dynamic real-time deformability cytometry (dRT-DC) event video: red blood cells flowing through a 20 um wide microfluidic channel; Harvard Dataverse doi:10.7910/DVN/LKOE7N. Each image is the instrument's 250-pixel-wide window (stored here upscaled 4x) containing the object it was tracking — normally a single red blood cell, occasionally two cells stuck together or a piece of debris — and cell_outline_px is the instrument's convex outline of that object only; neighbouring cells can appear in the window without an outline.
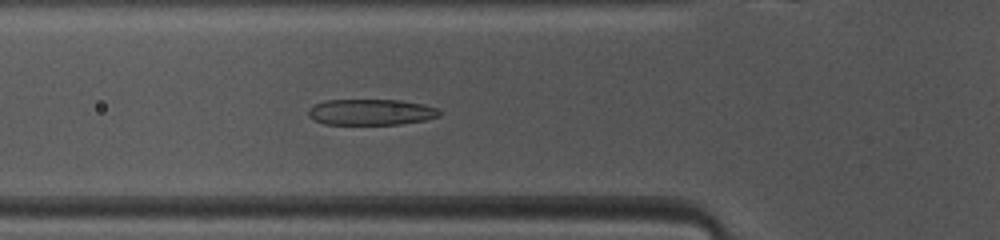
{"species": "common noctule bat (a hibernating species)", "species_latin": "Nyctalus noctula", "temperature_condition": "warm", "stored_images_in_passage": 40, "camera_frame_rate_fps": 3000, "um_per_image_px": 0.085, "animal": {"sex": "female", "body_mass_g": 10.0, "forearm_length_mm": 53.1}, "frame": {"image": 1, "passage_image": 8, "time_ms": 2.333, "image_size_px": [1000, 240], "cell_outline_px": [[440, 116], [424, 120], [400, 124], [324, 124], [312, 120], [308, 116], [308, 108], [312, 104], [324, 100], [400, 100], [424, 104], [436, 108], [440, 112]], "centroid_in_image_um": [31.47, 9.52], "position_along_channel_um": 94.3, "area_um2": 20.0}}
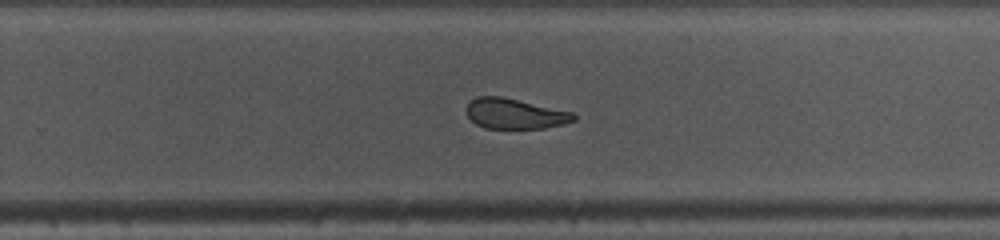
{"frame": {"image": 2, "passage_image": 22, "time_ms": 7.0, "image_size_px": [1000, 240], "cell_outline_px": [[576, 120], [564, 124], [544, 128], [484, 128], [476, 124], [468, 116], [468, 104], [476, 96], [500, 96], [572, 112], [576, 116]], "centroid_in_image_um": [43.78, 9.67], "position_along_channel_um": 286.0, "area_um2": 18.67}}
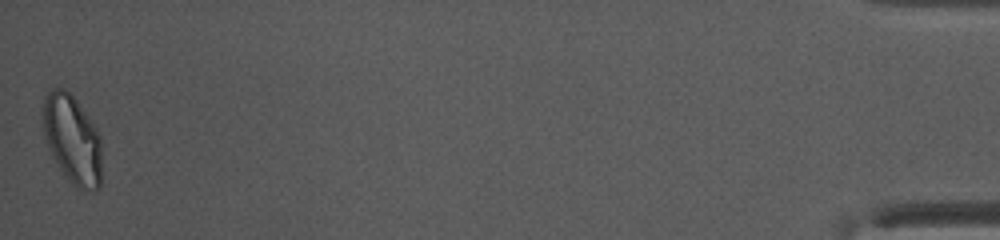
{"frame": {"image": 3, "passage_image": 40, "time_ms": 13.0, "image_size_px": [1000, 240], "cell_outline_px": [[100, 188], [96, 192], [84, 192], [76, 188], [64, 176], [52, 156], [44, 140], [40, 120], [44, 96], [52, 88], [64, 88], [76, 100], [92, 120], [100, 136]], "centroid_in_image_um": [6.1, 11.87], "position_along_channel_um": 429.1, "area_um2": 31.27}, "authors_computed_cell_mechanics": {"area_um2": 20.9525, "velocity_mm_per_s": 4.109, "shape_relaxation_time_tau1_ms": 6.0892, "shape_relaxation_time_tau2_ms": 1.9764, "deformation_change_tau1": 0.1909, "deformation_change_tau2": 0.0854}}